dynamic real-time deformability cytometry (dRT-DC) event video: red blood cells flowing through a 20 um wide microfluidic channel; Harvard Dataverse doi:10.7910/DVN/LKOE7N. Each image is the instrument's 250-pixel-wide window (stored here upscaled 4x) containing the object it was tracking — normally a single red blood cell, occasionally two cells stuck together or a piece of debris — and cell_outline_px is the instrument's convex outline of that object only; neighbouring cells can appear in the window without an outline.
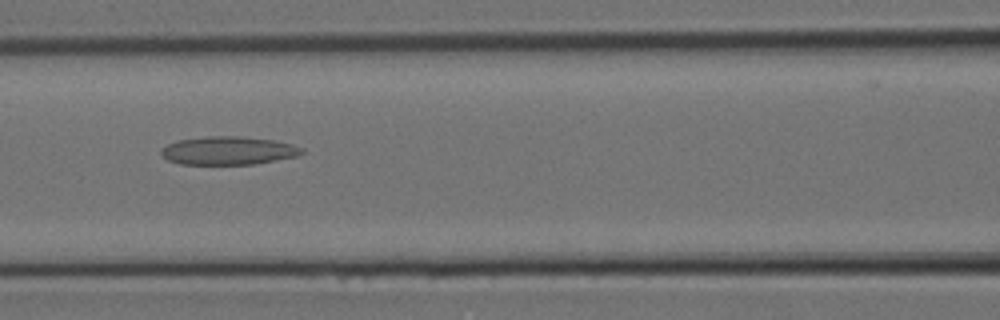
{"species": "Egyptian fruit bat (a non-hibernating species)", "species_latin": "Rousettus aegyptiacus", "temperature_condition": "room temperature", "stored_images_in_passage": 9, "camera_frame_rate_fps": 3000, "um_per_image_px": 0.085, "animal": {"sex": "female"}, "frame": {"image": 1, "passage_image": 7, "time_ms": 2.0, "image_size_px": [1000, 320], "cell_outline_px": [[304, 152], [296, 156], [256, 164], [180, 164], [168, 160], [160, 152], [160, 148], [168, 144], [180, 140], [208, 136], [240, 136], [272, 140], [292, 144], [304, 148]], "centroid_in_image_um": [19.41, 12.8], "position_along_channel_um": 147.2, "area_um2": 23.06}}
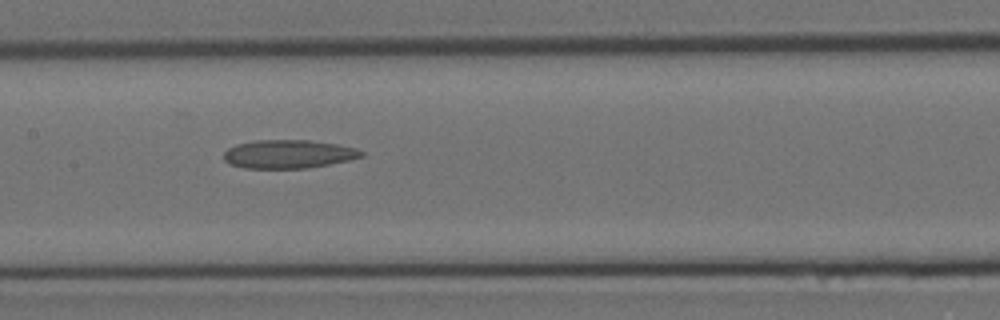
{"frame": {"image": 2, "passage_image": 8, "time_ms": 2.333, "image_size_px": [1000, 320], "cell_outline_px": [[364, 156], [352, 160], [308, 168], [244, 168], [228, 164], [224, 160], [224, 152], [228, 148], [236, 144], [256, 140], [308, 140], [336, 144], [356, 148], [364, 152]], "centroid_in_image_um": [24.52, 13.1], "position_along_channel_um": 182.9, "area_um2": 23.0}}
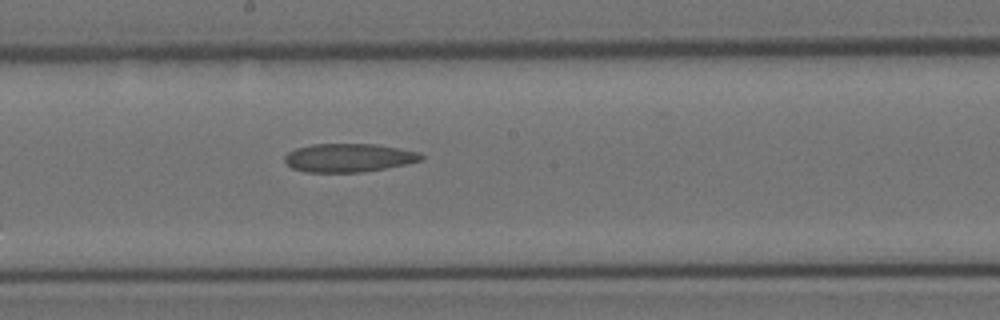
{"frame": {"image": 3, "passage_image": 9, "time_ms": 2.667, "image_size_px": [1000, 320], "cell_outline_px": [[424, 160], [364, 172], [308, 172], [292, 168], [284, 160], [284, 156], [288, 152], [296, 148], [312, 144], [376, 144], [420, 152], [424, 156]], "centroid_in_image_um": [29.65, 13.4], "position_along_channel_um": 218.6, "area_um2": 22.6}}